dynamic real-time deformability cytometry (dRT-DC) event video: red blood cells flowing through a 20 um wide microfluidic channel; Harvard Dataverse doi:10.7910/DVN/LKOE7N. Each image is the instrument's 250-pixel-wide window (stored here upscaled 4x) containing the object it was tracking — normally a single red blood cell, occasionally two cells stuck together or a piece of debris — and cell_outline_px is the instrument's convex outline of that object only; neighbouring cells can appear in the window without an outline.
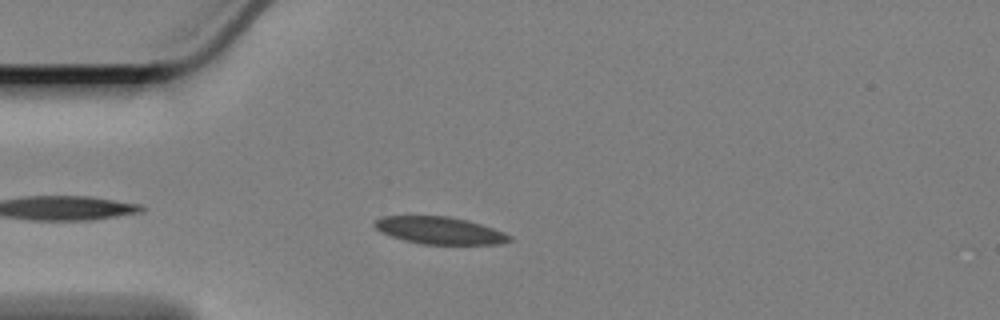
{"species": "Egyptian fruit bat (a non-hibernating species)", "species_latin": "Rousettus aegyptiacus", "temperature_condition": "cold", "stored_images_in_passage": 46, "camera_frame_rate_fps": 3000, "um_per_image_px": 0.085, "animal": {"sex": "female"}, "frame": {"image": 1, "passage_image": 5, "time_ms": 1.333, "image_size_px": [1000, 320], "cell_outline_px": [[512, 240], [500, 244], [420, 244], [404, 240], [380, 232], [372, 224], [376, 220], [384, 216], [448, 216], [468, 220], [504, 232], [512, 236]], "centroid_in_image_um": [37.37, 19.59], "position_along_channel_um": 47.6, "area_um2": 21.39}}
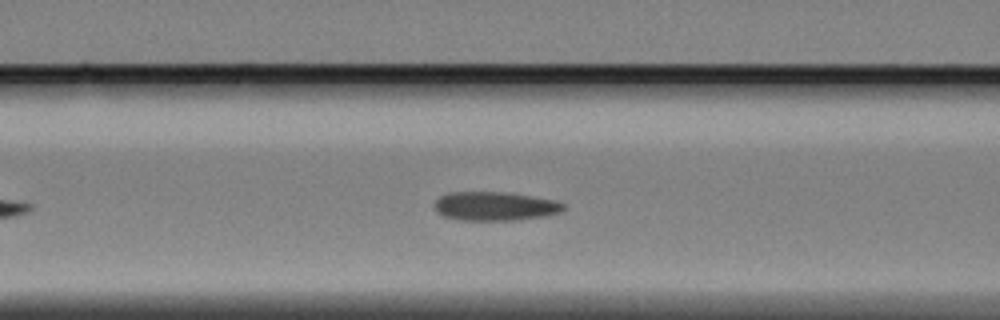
{"frame": {"image": 2, "passage_image": 13, "time_ms": 4.0, "image_size_px": [1000, 320], "cell_outline_px": [[564, 208], [560, 212], [544, 216], [516, 220], [460, 220], [444, 216], [436, 212], [432, 204], [440, 196], [448, 192], [508, 192], [556, 200], [564, 204]], "centroid_in_image_um": [42.03, 17.52], "position_along_channel_um": 124.6, "area_um2": 21.85}}
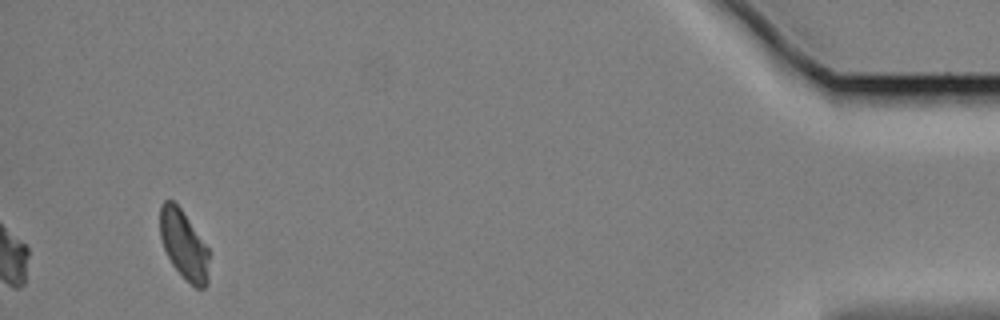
{"frame": {"image": 3, "passage_image": 46, "time_ms": 15.0, "image_size_px": [1000, 320], "cell_outline_px": [[208, 284], [204, 288], [196, 288], [172, 264], [164, 248], [160, 236], [160, 204], [164, 200], [172, 200], [180, 208], [208, 248]], "centroid_in_image_um": [15.61, 20.79], "position_along_channel_um": 419.6, "area_um2": 19.25}}